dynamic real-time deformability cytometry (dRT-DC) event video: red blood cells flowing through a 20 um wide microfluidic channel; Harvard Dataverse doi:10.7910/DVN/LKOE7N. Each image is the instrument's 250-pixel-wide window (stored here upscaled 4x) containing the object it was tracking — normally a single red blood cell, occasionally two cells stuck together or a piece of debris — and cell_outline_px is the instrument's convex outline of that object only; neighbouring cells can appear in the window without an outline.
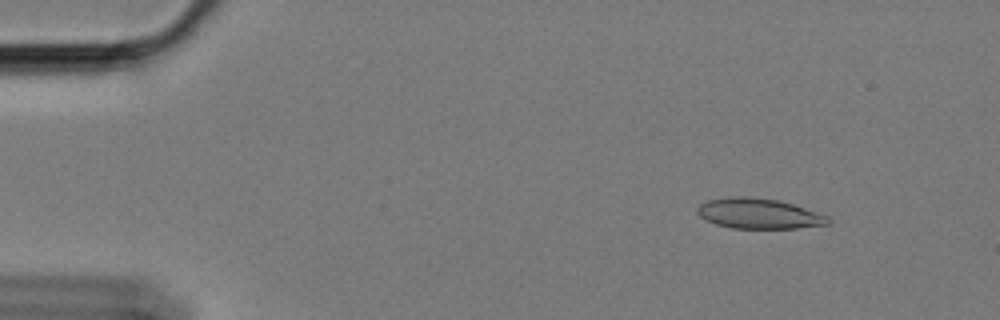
{"species": "Egyptian fruit bat (a non-hibernating species)", "species_latin": "Rousettus aegyptiacus", "temperature_condition": "cold", "stored_images_in_passage": 58, "camera_frame_rate_fps": 3000, "um_per_image_px": 0.085, "animal": {"sex": "female"}, "frame": {"image": 1, "passage_image": 6, "time_ms": 1.667, "image_size_px": [1000, 320], "cell_outline_px": [[832, 220], [828, 224], [796, 228], [732, 228], [716, 224], [700, 216], [696, 212], [696, 208], [700, 204], [708, 200], [732, 196], [744, 196], [780, 200], [828, 216]], "centroid_in_image_um": [64.49, 18.15], "position_along_channel_um": 20.5, "area_um2": 22.95}}
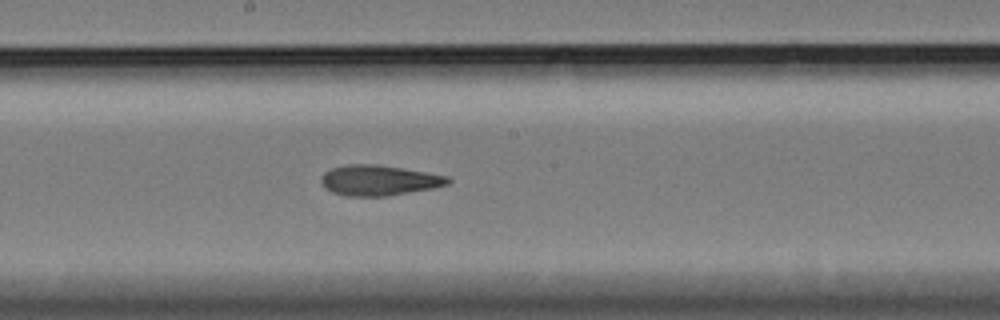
{"frame": {"image": 2, "passage_image": 31, "time_ms": 10.0, "image_size_px": [1000, 320], "cell_outline_px": [[452, 180], [448, 184], [432, 188], [388, 196], [348, 196], [332, 192], [320, 180], [320, 176], [324, 172], [332, 168], [344, 164], [376, 164], [448, 176]], "centroid_in_image_um": [32.19, 15.32], "position_along_channel_um": 216.0, "area_um2": 22.25}}
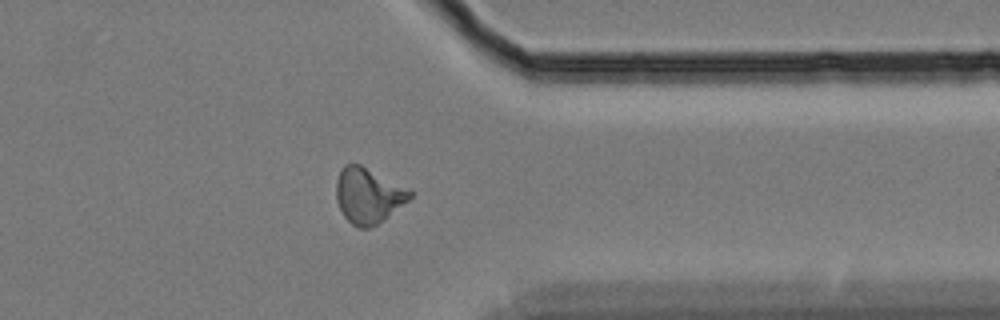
{"frame": {"image": 3, "passage_image": 46, "time_ms": 15.0, "image_size_px": [1000, 320], "cell_outline_px": [[412, 196], [408, 200], [376, 224], [368, 228], [360, 228], [352, 224], [344, 216], [336, 200], [336, 180], [340, 168], [344, 164], [360, 164], [412, 192]], "centroid_in_image_um": [31.22, 16.61], "position_along_channel_um": 380.2, "area_um2": 23.12}, "authors_computed_cell_mechanics": {"area_um2": 22.6576, "velocity_mm_per_s": 3.3976, "shape_relaxation_time_tau1_ms": null, "shape_relaxation_time_tau2_ms": 2.8219, "deformation_change_tau1": null, "deformation_change_tau2": 0.0995}}